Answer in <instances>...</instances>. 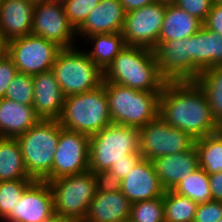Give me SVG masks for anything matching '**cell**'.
Instances as JSON below:
<instances>
[{"mask_svg": "<svg viewBox=\"0 0 222 222\" xmlns=\"http://www.w3.org/2000/svg\"><path fill=\"white\" fill-rule=\"evenodd\" d=\"M160 3L174 4L176 0H155Z\"/></svg>", "mask_w": 222, "mask_h": 222, "instance_id": "cell-45", "label": "cell"}, {"mask_svg": "<svg viewBox=\"0 0 222 222\" xmlns=\"http://www.w3.org/2000/svg\"><path fill=\"white\" fill-rule=\"evenodd\" d=\"M31 34L70 48L75 46L77 30L66 17L63 4L42 0L34 6Z\"/></svg>", "mask_w": 222, "mask_h": 222, "instance_id": "cell-12", "label": "cell"}, {"mask_svg": "<svg viewBox=\"0 0 222 222\" xmlns=\"http://www.w3.org/2000/svg\"><path fill=\"white\" fill-rule=\"evenodd\" d=\"M46 1L55 2V3H61L62 4L66 0H46Z\"/></svg>", "mask_w": 222, "mask_h": 222, "instance_id": "cell-46", "label": "cell"}, {"mask_svg": "<svg viewBox=\"0 0 222 222\" xmlns=\"http://www.w3.org/2000/svg\"><path fill=\"white\" fill-rule=\"evenodd\" d=\"M191 81L210 67L222 66V36L204 25L190 36Z\"/></svg>", "mask_w": 222, "mask_h": 222, "instance_id": "cell-18", "label": "cell"}, {"mask_svg": "<svg viewBox=\"0 0 222 222\" xmlns=\"http://www.w3.org/2000/svg\"><path fill=\"white\" fill-rule=\"evenodd\" d=\"M140 154L153 160L190 149L195 140L183 130L172 127L160 116L139 129Z\"/></svg>", "mask_w": 222, "mask_h": 222, "instance_id": "cell-10", "label": "cell"}, {"mask_svg": "<svg viewBox=\"0 0 222 222\" xmlns=\"http://www.w3.org/2000/svg\"><path fill=\"white\" fill-rule=\"evenodd\" d=\"M89 139L87 134L70 131L60 125L51 181L89 170Z\"/></svg>", "mask_w": 222, "mask_h": 222, "instance_id": "cell-13", "label": "cell"}, {"mask_svg": "<svg viewBox=\"0 0 222 222\" xmlns=\"http://www.w3.org/2000/svg\"><path fill=\"white\" fill-rule=\"evenodd\" d=\"M121 191L133 204L162 197L165 189L160 183L152 161L142 158L121 180Z\"/></svg>", "mask_w": 222, "mask_h": 222, "instance_id": "cell-16", "label": "cell"}, {"mask_svg": "<svg viewBox=\"0 0 222 222\" xmlns=\"http://www.w3.org/2000/svg\"><path fill=\"white\" fill-rule=\"evenodd\" d=\"M195 82L205 93L213 118L222 127V66L203 70Z\"/></svg>", "mask_w": 222, "mask_h": 222, "instance_id": "cell-27", "label": "cell"}, {"mask_svg": "<svg viewBox=\"0 0 222 222\" xmlns=\"http://www.w3.org/2000/svg\"><path fill=\"white\" fill-rule=\"evenodd\" d=\"M119 1L123 5L124 11L126 13L155 2V0H119Z\"/></svg>", "mask_w": 222, "mask_h": 222, "instance_id": "cell-42", "label": "cell"}, {"mask_svg": "<svg viewBox=\"0 0 222 222\" xmlns=\"http://www.w3.org/2000/svg\"><path fill=\"white\" fill-rule=\"evenodd\" d=\"M86 38L93 46L91 51L87 50L86 53L103 72L126 47L122 32L95 34Z\"/></svg>", "mask_w": 222, "mask_h": 222, "instance_id": "cell-26", "label": "cell"}, {"mask_svg": "<svg viewBox=\"0 0 222 222\" xmlns=\"http://www.w3.org/2000/svg\"><path fill=\"white\" fill-rule=\"evenodd\" d=\"M126 12L119 0H101L77 29L78 36L122 32Z\"/></svg>", "mask_w": 222, "mask_h": 222, "instance_id": "cell-19", "label": "cell"}, {"mask_svg": "<svg viewBox=\"0 0 222 222\" xmlns=\"http://www.w3.org/2000/svg\"><path fill=\"white\" fill-rule=\"evenodd\" d=\"M132 153H140L139 129L112 123L90 136L89 171L109 170Z\"/></svg>", "mask_w": 222, "mask_h": 222, "instance_id": "cell-6", "label": "cell"}, {"mask_svg": "<svg viewBox=\"0 0 222 222\" xmlns=\"http://www.w3.org/2000/svg\"><path fill=\"white\" fill-rule=\"evenodd\" d=\"M53 215H55L53 194L49 182L34 180L3 221L43 222Z\"/></svg>", "mask_w": 222, "mask_h": 222, "instance_id": "cell-14", "label": "cell"}, {"mask_svg": "<svg viewBox=\"0 0 222 222\" xmlns=\"http://www.w3.org/2000/svg\"><path fill=\"white\" fill-rule=\"evenodd\" d=\"M166 7V3L155 1L127 12L122 30L125 44L153 50L159 40Z\"/></svg>", "mask_w": 222, "mask_h": 222, "instance_id": "cell-11", "label": "cell"}, {"mask_svg": "<svg viewBox=\"0 0 222 222\" xmlns=\"http://www.w3.org/2000/svg\"><path fill=\"white\" fill-rule=\"evenodd\" d=\"M33 179H17L0 182V219L3 220L15 208L25 189Z\"/></svg>", "mask_w": 222, "mask_h": 222, "instance_id": "cell-32", "label": "cell"}, {"mask_svg": "<svg viewBox=\"0 0 222 222\" xmlns=\"http://www.w3.org/2000/svg\"><path fill=\"white\" fill-rule=\"evenodd\" d=\"M17 73V67L8 56L0 60V100L4 98L10 82Z\"/></svg>", "mask_w": 222, "mask_h": 222, "instance_id": "cell-38", "label": "cell"}, {"mask_svg": "<svg viewBox=\"0 0 222 222\" xmlns=\"http://www.w3.org/2000/svg\"><path fill=\"white\" fill-rule=\"evenodd\" d=\"M152 163L165 190H173L180 181L199 167L195 144L181 153L153 159Z\"/></svg>", "mask_w": 222, "mask_h": 222, "instance_id": "cell-20", "label": "cell"}, {"mask_svg": "<svg viewBox=\"0 0 222 222\" xmlns=\"http://www.w3.org/2000/svg\"><path fill=\"white\" fill-rule=\"evenodd\" d=\"M199 167L208 175L222 171V130L195 140Z\"/></svg>", "mask_w": 222, "mask_h": 222, "instance_id": "cell-28", "label": "cell"}, {"mask_svg": "<svg viewBox=\"0 0 222 222\" xmlns=\"http://www.w3.org/2000/svg\"><path fill=\"white\" fill-rule=\"evenodd\" d=\"M103 82L140 91L161 92L166 80L159 73L152 49L126 45L104 71Z\"/></svg>", "mask_w": 222, "mask_h": 222, "instance_id": "cell-2", "label": "cell"}, {"mask_svg": "<svg viewBox=\"0 0 222 222\" xmlns=\"http://www.w3.org/2000/svg\"><path fill=\"white\" fill-rule=\"evenodd\" d=\"M142 159L140 153H132L126 155V160H120L114 163L109 168L115 175H117L121 180L127 176L133 169V167Z\"/></svg>", "mask_w": 222, "mask_h": 222, "instance_id": "cell-39", "label": "cell"}, {"mask_svg": "<svg viewBox=\"0 0 222 222\" xmlns=\"http://www.w3.org/2000/svg\"><path fill=\"white\" fill-rule=\"evenodd\" d=\"M58 120L41 119L16 137L28 175L36 181H51L54 153L59 142Z\"/></svg>", "mask_w": 222, "mask_h": 222, "instance_id": "cell-5", "label": "cell"}, {"mask_svg": "<svg viewBox=\"0 0 222 222\" xmlns=\"http://www.w3.org/2000/svg\"><path fill=\"white\" fill-rule=\"evenodd\" d=\"M203 23L175 4H167L158 41L184 39L195 34Z\"/></svg>", "mask_w": 222, "mask_h": 222, "instance_id": "cell-24", "label": "cell"}, {"mask_svg": "<svg viewBox=\"0 0 222 222\" xmlns=\"http://www.w3.org/2000/svg\"><path fill=\"white\" fill-rule=\"evenodd\" d=\"M109 114L114 124L140 129L159 116L161 92H147L113 82H103Z\"/></svg>", "mask_w": 222, "mask_h": 222, "instance_id": "cell-3", "label": "cell"}, {"mask_svg": "<svg viewBox=\"0 0 222 222\" xmlns=\"http://www.w3.org/2000/svg\"><path fill=\"white\" fill-rule=\"evenodd\" d=\"M54 213L72 221H83L96 193V179L91 171L59 177L49 182Z\"/></svg>", "mask_w": 222, "mask_h": 222, "instance_id": "cell-8", "label": "cell"}, {"mask_svg": "<svg viewBox=\"0 0 222 222\" xmlns=\"http://www.w3.org/2000/svg\"><path fill=\"white\" fill-rule=\"evenodd\" d=\"M159 116L194 140L221 130L195 81H166L160 93Z\"/></svg>", "mask_w": 222, "mask_h": 222, "instance_id": "cell-1", "label": "cell"}, {"mask_svg": "<svg viewBox=\"0 0 222 222\" xmlns=\"http://www.w3.org/2000/svg\"><path fill=\"white\" fill-rule=\"evenodd\" d=\"M97 192H117L121 190V179L110 170L93 173Z\"/></svg>", "mask_w": 222, "mask_h": 222, "instance_id": "cell-37", "label": "cell"}, {"mask_svg": "<svg viewBox=\"0 0 222 222\" xmlns=\"http://www.w3.org/2000/svg\"><path fill=\"white\" fill-rule=\"evenodd\" d=\"M8 44L9 41L0 32V60L8 56Z\"/></svg>", "mask_w": 222, "mask_h": 222, "instance_id": "cell-43", "label": "cell"}, {"mask_svg": "<svg viewBox=\"0 0 222 222\" xmlns=\"http://www.w3.org/2000/svg\"><path fill=\"white\" fill-rule=\"evenodd\" d=\"M61 49L56 43L30 34L9 40L8 57L18 72L33 76L52 70Z\"/></svg>", "mask_w": 222, "mask_h": 222, "instance_id": "cell-9", "label": "cell"}, {"mask_svg": "<svg viewBox=\"0 0 222 222\" xmlns=\"http://www.w3.org/2000/svg\"><path fill=\"white\" fill-rule=\"evenodd\" d=\"M178 8L196 17L202 23L213 7L212 0H176L174 3Z\"/></svg>", "mask_w": 222, "mask_h": 222, "instance_id": "cell-35", "label": "cell"}, {"mask_svg": "<svg viewBox=\"0 0 222 222\" xmlns=\"http://www.w3.org/2000/svg\"><path fill=\"white\" fill-rule=\"evenodd\" d=\"M213 4H219L222 3V0H212Z\"/></svg>", "mask_w": 222, "mask_h": 222, "instance_id": "cell-47", "label": "cell"}, {"mask_svg": "<svg viewBox=\"0 0 222 222\" xmlns=\"http://www.w3.org/2000/svg\"><path fill=\"white\" fill-rule=\"evenodd\" d=\"M30 1L36 3V2H39V1H42V0H30Z\"/></svg>", "mask_w": 222, "mask_h": 222, "instance_id": "cell-48", "label": "cell"}, {"mask_svg": "<svg viewBox=\"0 0 222 222\" xmlns=\"http://www.w3.org/2000/svg\"><path fill=\"white\" fill-rule=\"evenodd\" d=\"M33 109L43 120H57L63 109L65 96L52 70L32 76Z\"/></svg>", "mask_w": 222, "mask_h": 222, "instance_id": "cell-17", "label": "cell"}, {"mask_svg": "<svg viewBox=\"0 0 222 222\" xmlns=\"http://www.w3.org/2000/svg\"><path fill=\"white\" fill-rule=\"evenodd\" d=\"M203 25L222 36V3L213 5Z\"/></svg>", "mask_w": 222, "mask_h": 222, "instance_id": "cell-40", "label": "cell"}, {"mask_svg": "<svg viewBox=\"0 0 222 222\" xmlns=\"http://www.w3.org/2000/svg\"><path fill=\"white\" fill-rule=\"evenodd\" d=\"M34 6L30 0L0 1V32L8 41L31 34Z\"/></svg>", "mask_w": 222, "mask_h": 222, "instance_id": "cell-21", "label": "cell"}, {"mask_svg": "<svg viewBox=\"0 0 222 222\" xmlns=\"http://www.w3.org/2000/svg\"><path fill=\"white\" fill-rule=\"evenodd\" d=\"M33 88L32 76L18 72L10 82L4 98L32 106L34 100Z\"/></svg>", "mask_w": 222, "mask_h": 222, "instance_id": "cell-33", "label": "cell"}, {"mask_svg": "<svg viewBox=\"0 0 222 222\" xmlns=\"http://www.w3.org/2000/svg\"><path fill=\"white\" fill-rule=\"evenodd\" d=\"M77 49L76 46L62 48L52 68L65 97L95 89L104 81V72L85 50Z\"/></svg>", "mask_w": 222, "mask_h": 222, "instance_id": "cell-7", "label": "cell"}, {"mask_svg": "<svg viewBox=\"0 0 222 222\" xmlns=\"http://www.w3.org/2000/svg\"><path fill=\"white\" fill-rule=\"evenodd\" d=\"M57 120L62 128L89 136L112 124L103 84L85 93L66 96Z\"/></svg>", "mask_w": 222, "mask_h": 222, "instance_id": "cell-4", "label": "cell"}, {"mask_svg": "<svg viewBox=\"0 0 222 222\" xmlns=\"http://www.w3.org/2000/svg\"><path fill=\"white\" fill-rule=\"evenodd\" d=\"M32 179L26 170L16 138L0 137V182Z\"/></svg>", "mask_w": 222, "mask_h": 222, "instance_id": "cell-25", "label": "cell"}, {"mask_svg": "<svg viewBox=\"0 0 222 222\" xmlns=\"http://www.w3.org/2000/svg\"><path fill=\"white\" fill-rule=\"evenodd\" d=\"M209 187L212 200L222 202V171L209 175Z\"/></svg>", "mask_w": 222, "mask_h": 222, "instance_id": "cell-41", "label": "cell"}, {"mask_svg": "<svg viewBox=\"0 0 222 222\" xmlns=\"http://www.w3.org/2000/svg\"><path fill=\"white\" fill-rule=\"evenodd\" d=\"M101 0H66L63 8L69 22L77 30Z\"/></svg>", "mask_w": 222, "mask_h": 222, "instance_id": "cell-34", "label": "cell"}, {"mask_svg": "<svg viewBox=\"0 0 222 222\" xmlns=\"http://www.w3.org/2000/svg\"><path fill=\"white\" fill-rule=\"evenodd\" d=\"M128 222H165L163 196L131 204Z\"/></svg>", "mask_w": 222, "mask_h": 222, "instance_id": "cell-31", "label": "cell"}, {"mask_svg": "<svg viewBox=\"0 0 222 222\" xmlns=\"http://www.w3.org/2000/svg\"><path fill=\"white\" fill-rule=\"evenodd\" d=\"M173 191L190 198L197 204L212 201L209 175L200 167L180 181Z\"/></svg>", "mask_w": 222, "mask_h": 222, "instance_id": "cell-30", "label": "cell"}, {"mask_svg": "<svg viewBox=\"0 0 222 222\" xmlns=\"http://www.w3.org/2000/svg\"><path fill=\"white\" fill-rule=\"evenodd\" d=\"M153 51L159 73L166 81H191L190 37L158 41Z\"/></svg>", "mask_w": 222, "mask_h": 222, "instance_id": "cell-15", "label": "cell"}, {"mask_svg": "<svg viewBox=\"0 0 222 222\" xmlns=\"http://www.w3.org/2000/svg\"><path fill=\"white\" fill-rule=\"evenodd\" d=\"M43 222H71V221L61 216L53 215L50 219Z\"/></svg>", "mask_w": 222, "mask_h": 222, "instance_id": "cell-44", "label": "cell"}, {"mask_svg": "<svg viewBox=\"0 0 222 222\" xmlns=\"http://www.w3.org/2000/svg\"><path fill=\"white\" fill-rule=\"evenodd\" d=\"M165 222H193L197 203L173 190L163 195Z\"/></svg>", "mask_w": 222, "mask_h": 222, "instance_id": "cell-29", "label": "cell"}, {"mask_svg": "<svg viewBox=\"0 0 222 222\" xmlns=\"http://www.w3.org/2000/svg\"><path fill=\"white\" fill-rule=\"evenodd\" d=\"M131 202L122 193L97 192L92 199L84 222H128Z\"/></svg>", "mask_w": 222, "mask_h": 222, "instance_id": "cell-22", "label": "cell"}, {"mask_svg": "<svg viewBox=\"0 0 222 222\" xmlns=\"http://www.w3.org/2000/svg\"><path fill=\"white\" fill-rule=\"evenodd\" d=\"M40 120L33 106L6 98L0 100V137L16 138Z\"/></svg>", "mask_w": 222, "mask_h": 222, "instance_id": "cell-23", "label": "cell"}, {"mask_svg": "<svg viewBox=\"0 0 222 222\" xmlns=\"http://www.w3.org/2000/svg\"><path fill=\"white\" fill-rule=\"evenodd\" d=\"M222 217V202L210 201L197 205L193 222H218Z\"/></svg>", "mask_w": 222, "mask_h": 222, "instance_id": "cell-36", "label": "cell"}]
</instances>
